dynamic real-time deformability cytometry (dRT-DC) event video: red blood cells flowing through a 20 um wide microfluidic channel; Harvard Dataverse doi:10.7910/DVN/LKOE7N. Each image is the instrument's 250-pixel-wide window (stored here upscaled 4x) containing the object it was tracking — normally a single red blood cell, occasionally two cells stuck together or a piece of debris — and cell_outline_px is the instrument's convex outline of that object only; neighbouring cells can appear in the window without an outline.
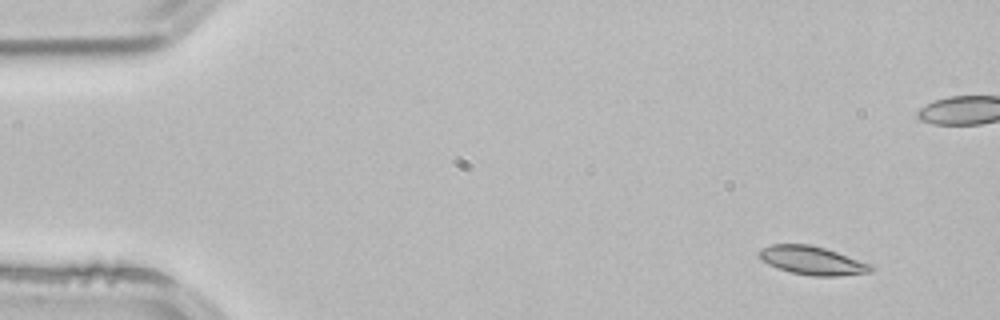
{"species": "common noctule bat (a hibernating species)", "species_latin": "Nyctalus noctula", "temperature_condition": "room temperature", "stored_images_in_passage": 4, "camera_frame_rate_fps": 3000, "um_per_image_px": 0.085, "animal": {"sex": "male", "body_mass_g": 21.5, "forearm_length_mm": 52.0}, "frame": {"image": 1, "passage_image": 1, "time_ms": 0.0, "image_size_px": [1000, 320], "cell_outline_px": [[876, 268], [872, 272], [840, 276], [812, 276], [792, 272], [776, 268], [760, 260], [760, 248], [772, 244], [808, 244], [824, 248], [872, 264]], "centroid_in_image_um": [69.06, 22.15], "position_along_channel_um": 15.9, "area_um2": 18.61}}
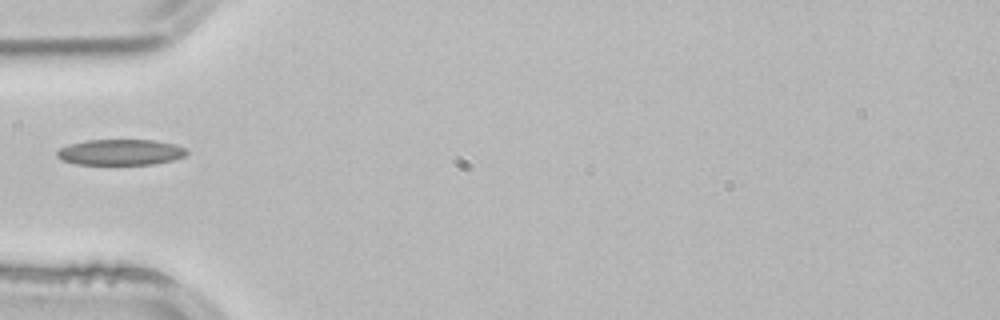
{"frame": {"image": 2, "passage_image": 4, "time_ms": 1.0, "image_size_px": [1000, 320], "cell_outline_px": [[188, 152], [184, 156], [172, 160], [152, 164], [76, 164], [64, 160], [56, 156], [56, 152], [60, 148], [84, 140], [156, 140], [176, 144], [188, 148]], "centroid_in_image_um": [10.29, 12.93], "position_along_channel_um": 74.7, "area_um2": 19.48}}